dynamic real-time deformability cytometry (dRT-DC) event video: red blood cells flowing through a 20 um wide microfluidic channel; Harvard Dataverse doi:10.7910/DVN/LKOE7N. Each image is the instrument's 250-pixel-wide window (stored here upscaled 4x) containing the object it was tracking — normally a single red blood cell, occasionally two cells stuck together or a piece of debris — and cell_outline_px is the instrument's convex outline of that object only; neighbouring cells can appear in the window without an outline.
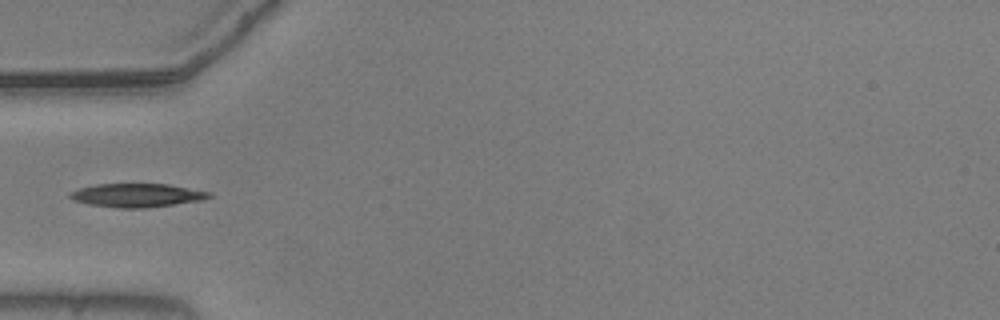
{"species": "common noctule bat (a hibernating species)", "species_latin": "Nyctalus noctula", "temperature_condition": "warm", "stored_images_in_passage": 16, "camera_frame_rate_fps": 3000, "um_per_image_px": 0.085, "animal": {"sex": "male", "body_mass_g": 20.5, "forearm_length_mm": 52.5}, "frame": {"image": 1, "passage_image": 1, "time_ms": 0.0, "image_size_px": [1000, 320], "cell_outline_px": [[212, 196], [200, 200], [148, 208], [116, 208], [88, 204], [72, 200], [68, 196], [68, 192], [80, 188], [96, 184], [168, 184], [212, 192]], "centroid_in_image_um": [11.6, 16.6], "position_along_channel_um": 73.4, "area_um2": 19.19}}
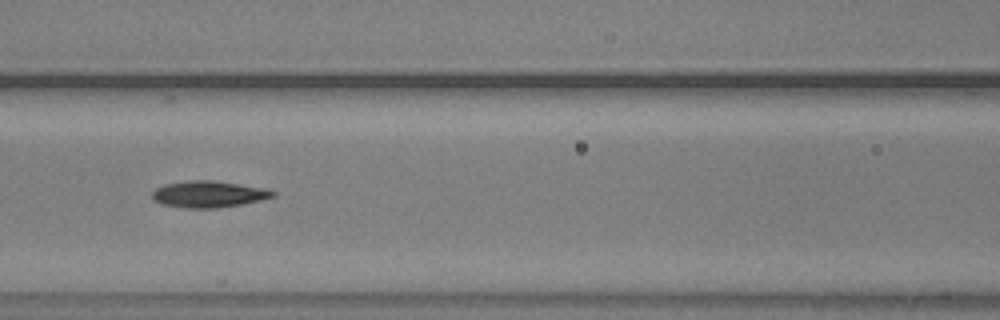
{"frame": {"image": 2, "passage_image": 7, "time_ms": 2.0, "image_size_px": [1000, 320], "cell_outline_px": [[276, 196], [260, 200], [240, 204], [216, 208], [184, 208], [164, 204], [152, 200], [152, 192], [156, 188], [164, 184], [188, 180], [212, 180], [264, 188], [276, 192]], "centroid_in_image_um": [17.7, 16.5], "position_along_channel_um": 148.9, "area_um2": 18.55}}
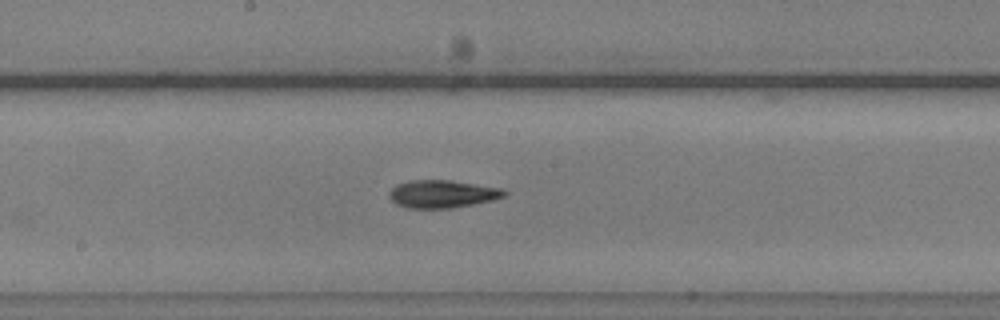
{"frame": {"image": 3, "passage_image": 12, "time_ms": 3.667, "image_size_px": [1000, 320], "cell_outline_px": [[508, 192], [504, 196], [492, 200], [452, 208], [408, 208], [396, 204], [388, 196], [392, 188], [396, 184], [408, 180], [452, 180], [504, 188]], "centroid_in_image_um": [37.6, 16.47], "position_along_channel_um": 210.6, "area_um2": 18.73}}